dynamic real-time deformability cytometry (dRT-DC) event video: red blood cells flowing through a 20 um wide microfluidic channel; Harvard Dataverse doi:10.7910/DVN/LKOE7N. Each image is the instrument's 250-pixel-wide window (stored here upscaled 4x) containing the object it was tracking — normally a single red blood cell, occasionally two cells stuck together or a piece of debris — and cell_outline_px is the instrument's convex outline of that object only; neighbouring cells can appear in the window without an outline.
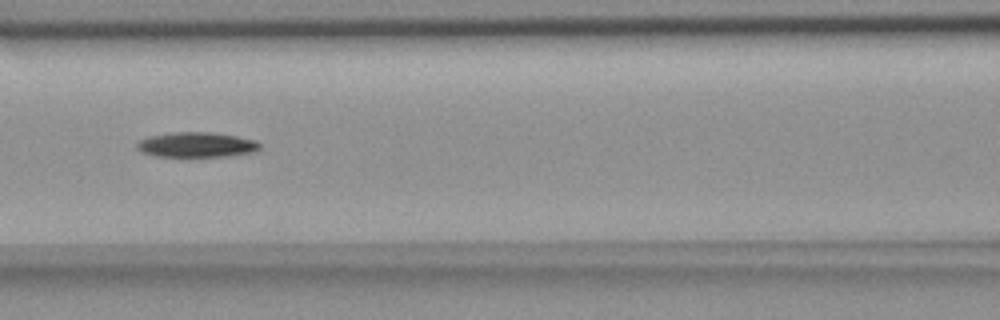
{"species": "common noctule bat (a hibernating species)", "species_latin": "Nyctalus noctula", "temperature_condition": "room temperature", "stored_images_in_passage": 5, "camera_frame_rate_fps": 3000, "um_per_image_px": 0.085, "animal": {"sex": "female", "body_mass_g": 18.4}, "frame": {"image": 1, "passage_image": 4, "time_ms": 3.333, "image_size_px": [1000, 320], "cell_outline_px": [[260, 148], [252, 152], [224, 156], [156, 156], [144, 152], [136, 148], [136, 144], [140, 140], [152, 136], [176, 132], [208, 132], [236, 136], [256, 140], [260, 144]], "centroid_in_image_um": [16.72, 12.3], "position_along_channel_um": 149.9, "area_um2": 17.51}}
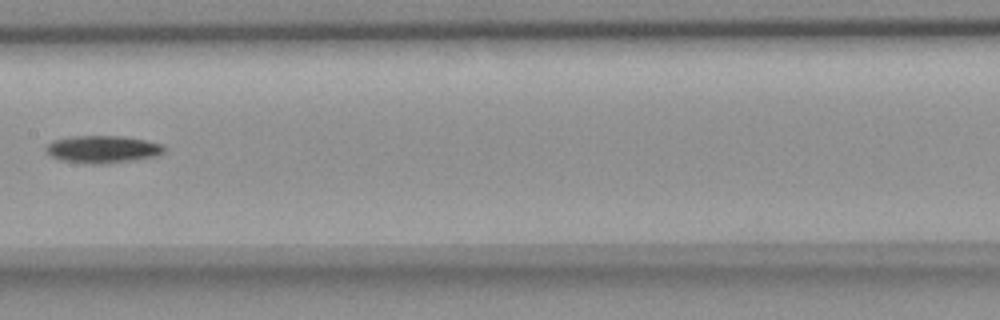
{"frame": {"image": 2, "passage_image": 5, "time_ms": 4.667, "image_size_px": [1000, 320], "cell_outline_px": [[164, 152], [160, 156], [136, 160], [108, 164], [92, 164], [60, 160], [52, 156], [44, 148], [52, 140], [68, 136], [120, 136], [144, 140], [164, 144]], "centroid_in_image_um": [8.75, 12.69], "position_along_channel_um": 198.6, "area_um2": 19.13}}